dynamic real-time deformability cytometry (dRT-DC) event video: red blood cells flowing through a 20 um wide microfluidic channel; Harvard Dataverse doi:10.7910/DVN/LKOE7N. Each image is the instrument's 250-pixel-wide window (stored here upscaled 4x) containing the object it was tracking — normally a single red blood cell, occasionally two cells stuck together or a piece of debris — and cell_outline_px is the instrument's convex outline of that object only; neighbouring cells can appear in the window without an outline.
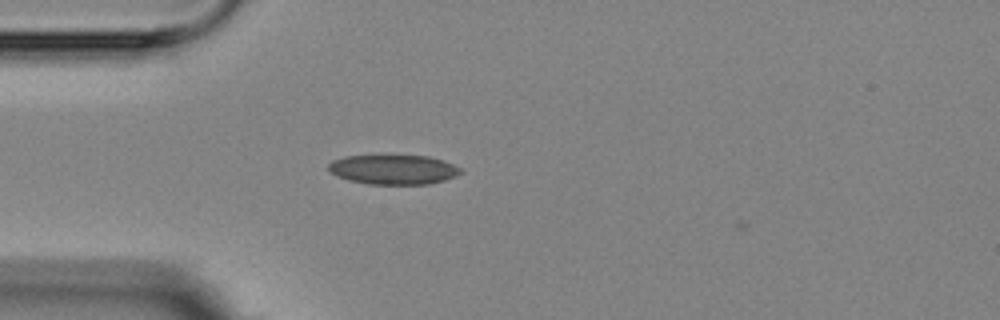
{"species": "Egyptian fruit bat (a non-hibernating species)", "species_latin": "Rousettus aegyptiacus", "temperature_condition": "room temperature", "stored_images_in_passage": 2, "camera_frame_rate_fps": 3000, "um_per_image_px": 0.085, "animal": {"sex": "female"}, "frame": {"image": 1, "passage_image": 1, "time_ms": 0.0, "image_size_px": [1000, 320], "cell_outline_px": [[464, 172], [456, 176], [444, 180], [428, 184], [368, 184], [348, 180], [336, 176], [328, 168], [328, 164], [332, 160], [344, 156], [428, 156], [444, 160], [460, 168]], "centroid_in_image_um": [33.44, 14.41], "position_along_channel_um": 51.6, "area_um2": 22.77}}